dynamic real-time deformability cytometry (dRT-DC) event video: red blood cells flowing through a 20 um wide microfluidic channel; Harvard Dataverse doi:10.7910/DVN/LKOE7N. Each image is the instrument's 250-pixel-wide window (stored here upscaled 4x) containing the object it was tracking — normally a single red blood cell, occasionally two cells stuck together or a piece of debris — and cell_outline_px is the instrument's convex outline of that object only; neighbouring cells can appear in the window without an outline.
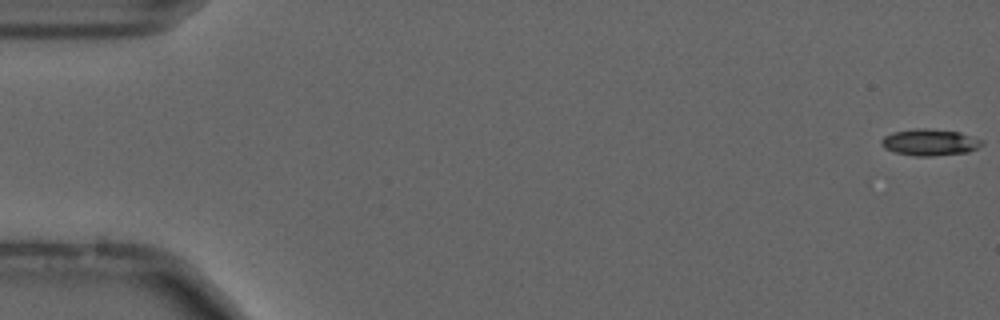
{"species": "common noctule bat (a hibernating species)", "species_latin": "Nyctalus noctula", "temperature_condition": "cold", "stored_images_in_passage": 12, "camera_frame_rate_fps": 3000, "um_per_image_px": 0.085, "animal": {"sex": "male", "forearm_length_mm": 52.5}, "frame": {"image": 1, "passage_image": 1, "time_ms": 0.0, "image_size_px": [1000, 320], "cell_outline_px": [[984, 144], [968, 152], [932, 156], [916, 156], [896, 152], [884, 148], [880, 144], [880, 140], [884, 136], [892, 132], [916, 128], [928, 128], [960, 132], [984, 140]], "centroid_in_image_um": [79.03, 12.08], "position_along_channel_um": 6.0, "area_um2": 15.66}}